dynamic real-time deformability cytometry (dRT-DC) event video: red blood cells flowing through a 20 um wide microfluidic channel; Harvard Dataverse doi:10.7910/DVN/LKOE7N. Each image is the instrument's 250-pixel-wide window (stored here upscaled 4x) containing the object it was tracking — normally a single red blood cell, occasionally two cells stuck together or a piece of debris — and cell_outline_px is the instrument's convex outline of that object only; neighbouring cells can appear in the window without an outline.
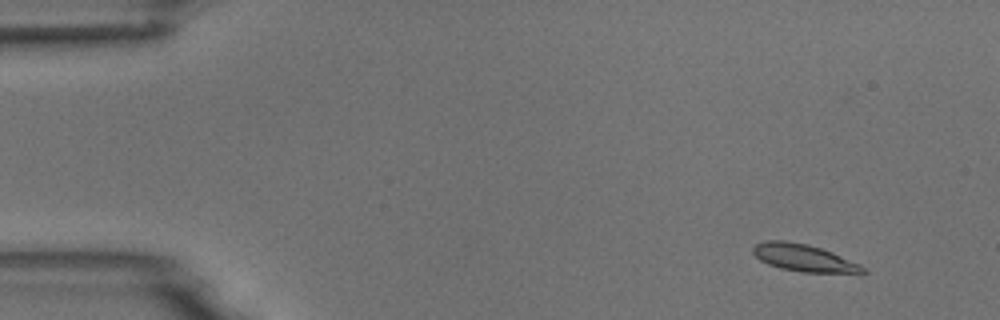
{"species": "common noctule bat (a hibernating species)", "species_latin": "Nyctalus noctula", "temperature_condition": "room temperature", "stored_images_in_passage": 5, "camera_frame_rate_fps": 3000, "um_per_image_px": 0.085, "animal": {"sex": "male", "body_mass_g": 18.8}, "frame": {"image": 1, "passage_image": 1, "time_ms": 0.0, "image_size_px": [1000, 320], "cell_outline_px": [[868, 272], [860, 276], [804, 272], [780, 268], [768, 264], [760, 260], [752, 252], [752, 248], [756, 244], [764, 240], [784, 240], [808, 244], [832, 252], [860, 264], [868, 268]], "centroid_in_image_um": [68.47, 21.97], "position_along_channel_um": 16.5, "area_um2": 18.21}}
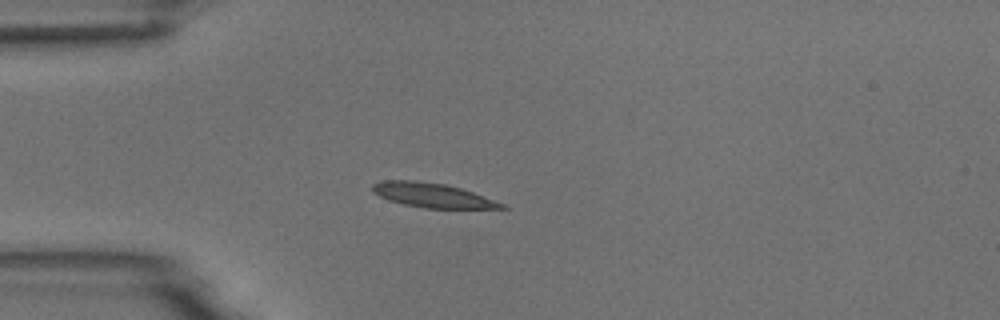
{"frame": {"image": 2, "passage_image": 4, "time_ms": 3.333, "image_size_px": [1000, 320], "cell_outline_px": [[508, 208], [424, 208], [404, 204], [388, 200], [372, 192], [372, 184], [380, 180], [416, 180], [444, 184], [460, 188], [472, 192], [504, 204]], "centroid_in_image_um": [36.67, 16.58], "position_along_channel_um": 48.3, "area_um2": 18.15}}